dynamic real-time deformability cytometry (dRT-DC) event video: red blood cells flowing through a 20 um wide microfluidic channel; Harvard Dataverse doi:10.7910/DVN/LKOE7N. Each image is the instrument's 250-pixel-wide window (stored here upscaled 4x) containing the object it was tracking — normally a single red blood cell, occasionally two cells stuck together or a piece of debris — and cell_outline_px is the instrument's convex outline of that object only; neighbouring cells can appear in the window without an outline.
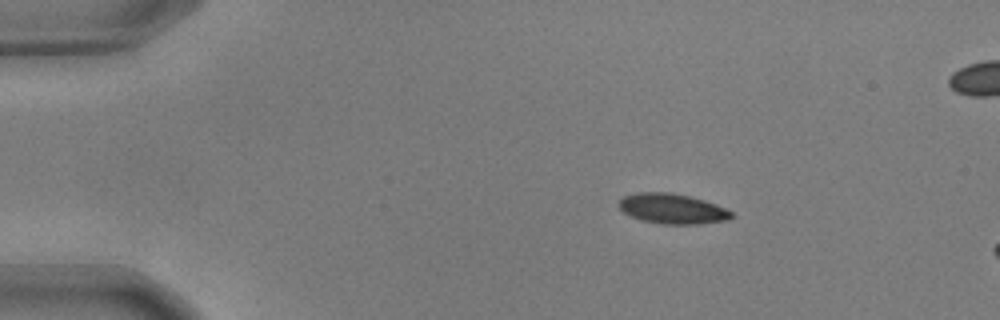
{"species": "common noctule bat (a hibernating species)", "species_latin": "Nyctalus noctula", "temperature_condition": "warm", "stored_images_in_passage": 15, "camera_frame_rate_fps": 3000, "um_per_image_px": 0.085, "animal": {"sex": "male", "body_mass_g": 17.9, "forearm_length_mm": 54.2}, "frame": {"image": 1, "passage_image": 9, "time_ms": 2.667, "image_size_px": [1000, 320], "cell_outline_px": [[732, 216], [728, 220], [700, 224], [664, 224], [644, 220], [632, 216], [624, 212], [616, 204], [624, 196], [636, 192], [672, 192], [704, 200], [716, 204], [732, 212]], "centroid_in_image_um": [57.14, 17.73], "position_along_channel_um": 27.9, "area_um2": 19.65}}